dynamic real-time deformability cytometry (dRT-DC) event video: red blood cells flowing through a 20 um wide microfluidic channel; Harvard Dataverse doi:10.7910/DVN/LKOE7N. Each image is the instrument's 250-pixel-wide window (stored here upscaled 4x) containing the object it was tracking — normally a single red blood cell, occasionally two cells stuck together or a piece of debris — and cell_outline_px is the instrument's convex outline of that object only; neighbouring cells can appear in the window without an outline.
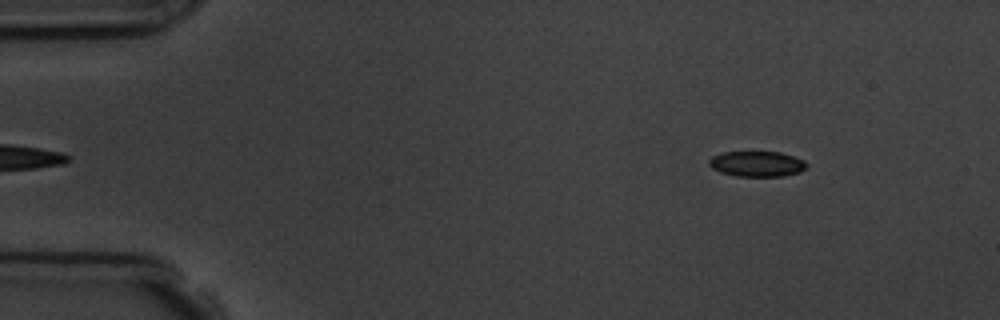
{"species": "common noctule bat (a hibernating species)", "species_latin": "Nyctalus noctula", "temperature_condition": "room temperature", "stored_images_in_passage": 5, "camera_frame_rate_fps": 3000, "um_per_image_px": 0.085, "animal": {"sex": "male", "body_mass_g": 19.5, "forearm_length_mm": 54.6}, "frame": {"image": 1, "passage_image": 5, "time_ms": 4.667, "image_size_px": [1000, 320], "cell_outline_px": [[808, 164], [800, 172], [784, 176], [736, 176], [720, 172], [712, 168], [708, 164], [708, 160], [712, 156], [720, 152], [780, 152], [804, 160]], "centroid_in_image_um": [64.31, 13.93], "position_along_channel_um": 20.7, "area_um2": 14.51}}